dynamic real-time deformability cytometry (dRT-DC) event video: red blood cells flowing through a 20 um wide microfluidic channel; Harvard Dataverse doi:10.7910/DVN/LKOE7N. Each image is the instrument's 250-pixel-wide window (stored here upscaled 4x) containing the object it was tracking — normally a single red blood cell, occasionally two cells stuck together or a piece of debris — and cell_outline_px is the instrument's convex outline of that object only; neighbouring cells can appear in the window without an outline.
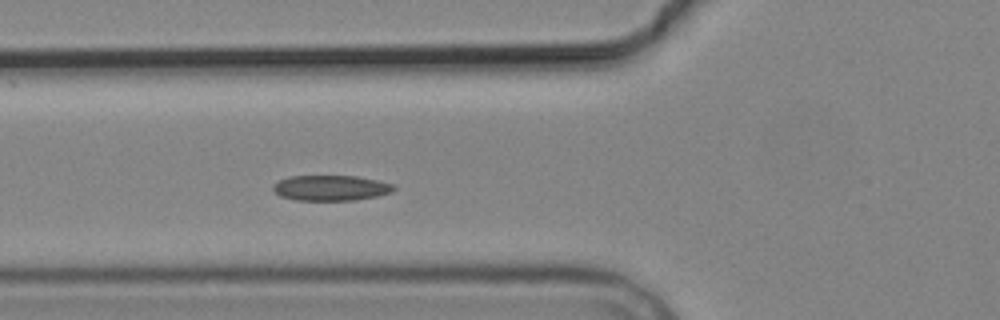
{"species": "common noctule bat (a hibernating species)", "species_latin": "Nyctalus noctula", "temperature_condition": "cold", "stored_images_in_passage": 4, "camera_frame_rate_fps": 3000, "um_per_image_px": 0.085, "animal": {"sex": "male", "body_mass_g": 19.2, "forearm_length_mm": 51.8}, "frame": {"image": 1, "passage_image": 4, "time_ms": 3.333, "image_size_px": [1000, 320], "cell_outline_px": [[396, 188], [392, 192], [376, 196], [352, 200], [296, 200], [280, 196], [272, 188], [272, 184], [276, 180], [288, 176], [356, 176], [376, 180], [392, 184]], "centroid_in_image_um": [28.06, 15.96], "position_along_channel_um": 97.7, "area_um2": 17.86}}